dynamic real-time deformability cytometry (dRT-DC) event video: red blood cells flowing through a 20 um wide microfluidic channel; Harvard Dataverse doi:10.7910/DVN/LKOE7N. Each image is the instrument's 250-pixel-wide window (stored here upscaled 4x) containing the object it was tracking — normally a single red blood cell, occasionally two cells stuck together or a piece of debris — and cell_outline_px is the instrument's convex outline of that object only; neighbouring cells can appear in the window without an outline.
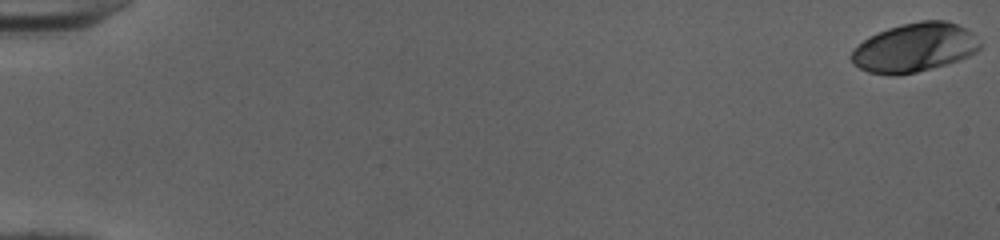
{"species": "human", "species_latin": "Homo sapiens", "temperature_condition": "cold", "stored_images_in_passage": 53, "camera_frame_rate_fps": 3000, "um_per_image_px": 0.085, "donor": {"sex": "female"}, "frame": {"image": 1, "passage_image": 1, "time_ms": 0.0, "image_size_px": [1000, 240], "cell_outline_px": [[980, 48], [976, 52], [968, 56], [932, 68], [916, 72], [896, 76], [888, 76], [868, 72], [852, 64], [852, 52], [868, 36], [888, 28], [900, 24], [920, 20], [944, 20], [956, 24], [972, 32], [980, 44]], "centroid_in_image_um": [77.71, 4.05], "position_along_channel_um": 7.3, "area_um2": 36.47}}
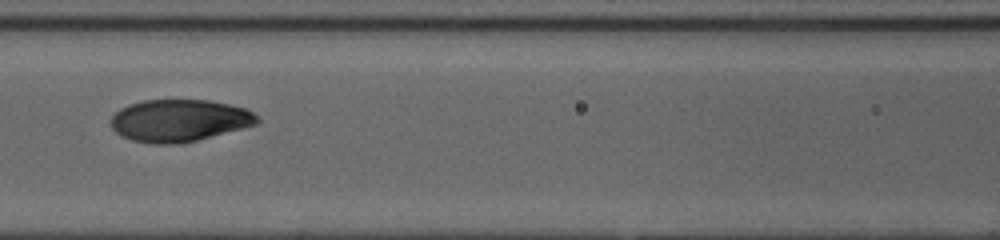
{"frame": {"image": 2, "passage_image": 26, "time_ms": 8.333, "image_size_px": [1000, 240], "cell_outline_px": [[260, 120], [256, 124], [244, 128], [196, 140], [176, 144], [152, 144], [132, 140], [120, 136], [112, 128], [112, 116], [120, 108], [128, 104], [144, 100], [208, 100], [228, 104], [244, 108], [252, 112]], "centroid_in_image_um": [15.21, 10.24], "position_along_channel_um": 151.4, "area_um2": 35.84}}
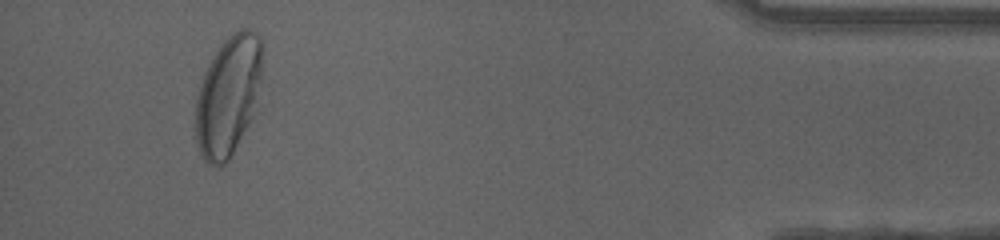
{"frame": {"image": 3, "passage_image": 50, "time_ms": 16.333, "image_size_px": [1000, 240], "cell_outline_px": [[260, 80], [252, 120], [228, 160], [220, 168], [216, 168], [208, 164], [200, 156], [196, 144], [192, 128], [196, 100], [200, 84], [204, 72], [208, 64], [224, 40], [228, 36], [240, 28], [248, 28], [260, 36]], "centroid_in_image_um": [19.33, 8.24], "position_along_channel_um": 415.9, "area_um2": 47.05}, "authors_computed_cell_mechanics": {"area_um2": 36.3562, "velocity_mm_per_s": 3.9987, "shape_relaxation_time_tau1_ms": 4.7702, "shape_relaxation_time_tau2_ms": null, "deformation_change_tau1": 0.2115, "deformation_change_tau2": null}}